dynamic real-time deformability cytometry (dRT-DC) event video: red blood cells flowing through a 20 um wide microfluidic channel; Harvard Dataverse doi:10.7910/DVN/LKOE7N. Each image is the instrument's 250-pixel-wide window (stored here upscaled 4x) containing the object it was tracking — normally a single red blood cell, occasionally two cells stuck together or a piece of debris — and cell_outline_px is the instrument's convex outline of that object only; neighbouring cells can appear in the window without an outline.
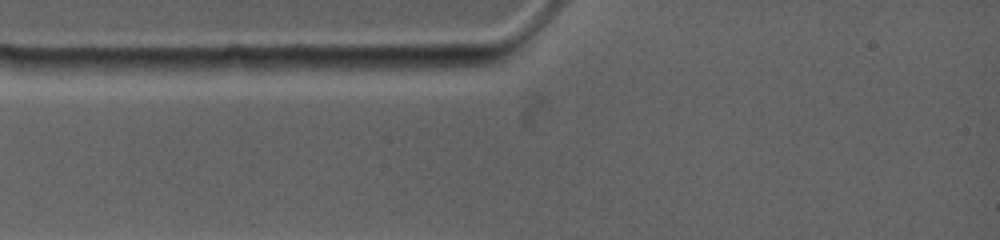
{"species": "common noctule bat (a hibernating species)", "species_latin": "Nyctalus noctula", "temperature_condition": "warm", "stored_images_in_passage": 2, "camera_frame_rate_fps": 4500, "um_per_image_px": 0.085, "animal": {"sex": "female", "body_mass_g": 19.0, "forearm_length_mm": 53.3}, "frame": {"image": 1, "passage_image": 1, "time_ms": 0.0, "image_size_px": [1000, 240], "cell_outline_px": [[196, 68], [156, 76], [64, 68], [56, 60], [96, 56], [108, 56], [188, 60], [196, 64]], "centroid_in_image_um": [10.91, 5.53], "position_along_channel_um": 74.1, "area_um2": 13.64}}